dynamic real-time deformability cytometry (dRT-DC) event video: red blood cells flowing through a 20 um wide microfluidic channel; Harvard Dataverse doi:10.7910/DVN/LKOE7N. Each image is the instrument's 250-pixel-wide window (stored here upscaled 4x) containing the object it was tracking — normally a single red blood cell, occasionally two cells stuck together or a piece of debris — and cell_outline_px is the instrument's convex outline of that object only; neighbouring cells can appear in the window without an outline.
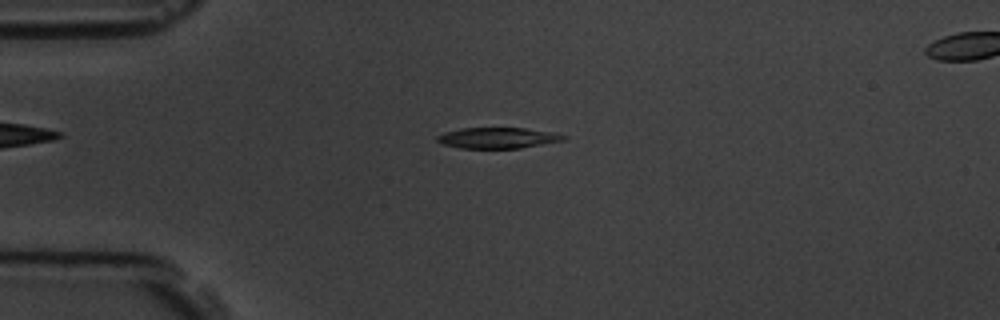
{"species": "common noctule bat (a hibernating species)", "species_latin": "Nyctalus noctula", "temperature_condition": "room temperature", "stored_images_in_passage": 6, "segment_of_instrument_passage": [1, 2], "camera_frame_rate_fps": 3000, "um_per_image_px": 0.085, "animal": {"sex": "male", "body_mass_g": 19.5, "forearm_length_mm": 54.6}, "frame": {"image": 1, "passage_image": 4, "time_ms": 3.667, "image_size_px": [1000, 320], "cell_outline_px": [[568, 136], [564, 140], [520, 148], [460, 148], [444, 144], [436, 140], [436, 136], [444, 132], [460, 128], [524, 128], [556, 132]], "centroid_in_image_um": [42.32, 11.71], "position_along_channel_um": 42.7, "area_um2": 15.37}}